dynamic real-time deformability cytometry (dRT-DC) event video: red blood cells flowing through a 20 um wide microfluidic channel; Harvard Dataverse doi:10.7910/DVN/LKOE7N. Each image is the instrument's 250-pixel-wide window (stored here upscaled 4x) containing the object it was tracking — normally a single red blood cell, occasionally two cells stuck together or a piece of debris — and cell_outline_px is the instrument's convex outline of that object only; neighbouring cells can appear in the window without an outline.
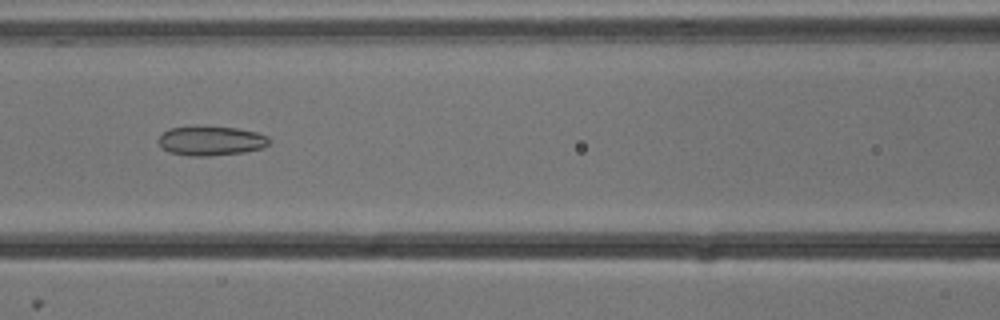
{"species": "common noctule bat (a hibernating species)", "species_latin": "Nyctalus noctula", "temperature_condition": "cold", "stored_images_in_passage": 9, "camera_frame_rate_fps": 3000, "um_per_image_px": 0.085, "animal": {"sex": "male", "body_mass_g": 13.3}, "frame": {"image": 1, "passage_image": 7, "time_ms": 2.0, "image_size_px": [1000, 320], "cell_outline_px": [[268, 144], [264, 148], [244, 152], [208, 156], [188, 156], [168, 152], [156, 140], [168, 128], [196, 124], [236, 128], [256, 132], [268, 136]], "centroid_in_image_um": [17.89, 11.94], "position_along_channel_um": 148.7, "area_um2": 19.48}}
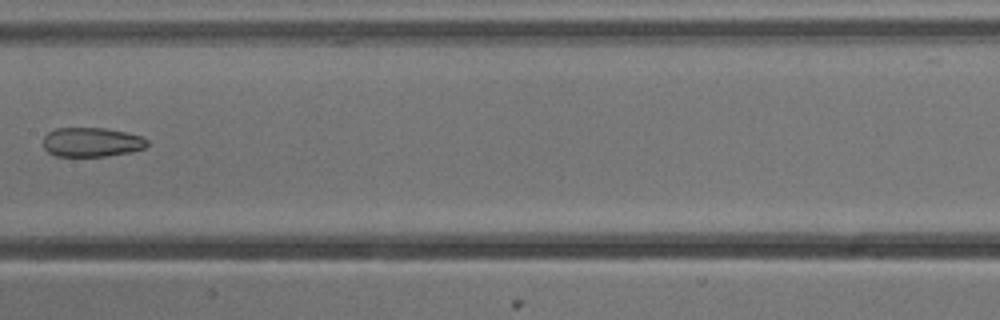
{"frame": {"image": 2, "passage_image": 8, "time_ms": 2.333, "image_size_px": [1000, 320], "cell_outline_px": [[148, 144], [144, 148], [128, 152], [104, 156], [56, 156], [48, 152], [44, 148], [44, 136], [48, 132], [56, 128], [104, 128], [124, 132], [140, 136], [148, 140]], "centroid_in_image_um": [7.76, 12.08], "position_along_channel_um": 199.6, "area_um2": 17.57}}
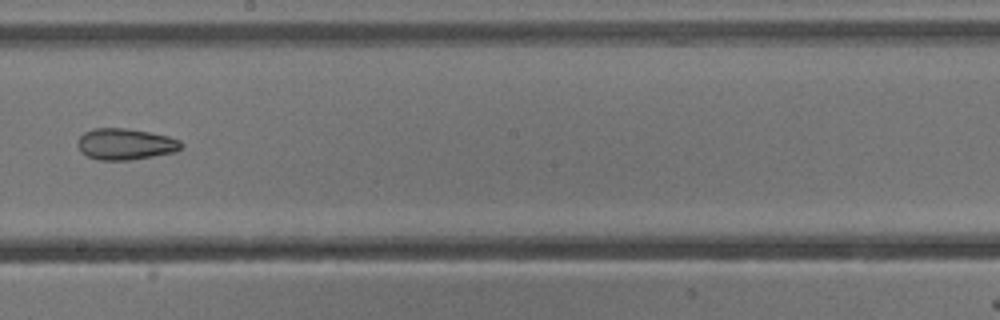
{"frame": {"image": 3, "passage_image": 9, "time_ms": 2.667, "image_size_px": [1000, 320], "cell_outline_px": [[184, 144], [176, 152], [132, 160], [100, 160], [88, 156], [80, 152], [76, 144], [76, 140], [84, 132], [92, 128], [124, 128], [148, 132], [168, 136], [180, 140]], "centroid_in_image_um": [10.63, 12.25], "position_along_channel_um": 237.6, "area_um2": 19.07}}